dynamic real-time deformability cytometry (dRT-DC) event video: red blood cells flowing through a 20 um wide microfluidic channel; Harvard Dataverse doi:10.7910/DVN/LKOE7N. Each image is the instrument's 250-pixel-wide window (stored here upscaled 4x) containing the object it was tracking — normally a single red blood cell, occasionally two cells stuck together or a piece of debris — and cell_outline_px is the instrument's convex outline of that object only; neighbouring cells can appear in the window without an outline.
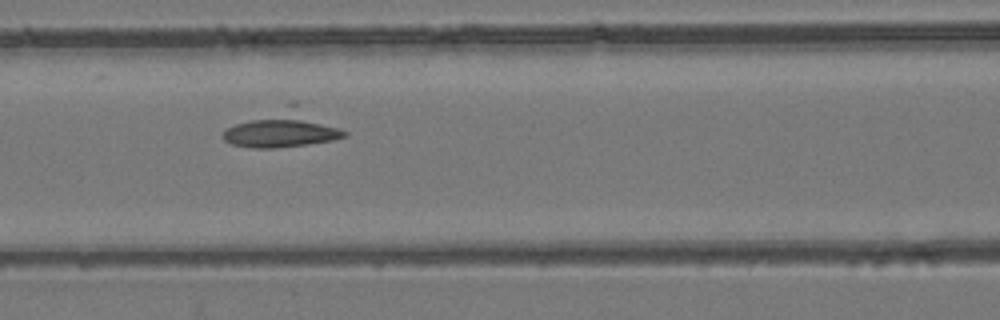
{"species": "common noctule bat (a hibernating species)", "species_latin": "Nyctalus noctula", "temperature_condition": "room temperature", "stored_images_in_passage": 10, "segment_of_instrument_passage": [1, 2], "camera_frame_rate_fps": 3000, "um_per_image_px": 0.085, "animal": {"sex": "female", "body_mass_g": 24.6, "forearm_length_mm": 56.2}, "frame": {"image": 1, "passage_image": 5, "time_ms": 4.333, "image_size_px": [1000, 320], "cell_outline_px": [[348, 136], [332, 140], [308, 144], [276, 148], [252, 148], [232, 144], [224, 140], [220, 136], [228, 128], [236, 124], [292, 100], [296, 100], [348, 132]], "centroid_in_image_um": [24.11, 10.91], "position_along_channel_um": 142.5, "area_um2": 26.59}}
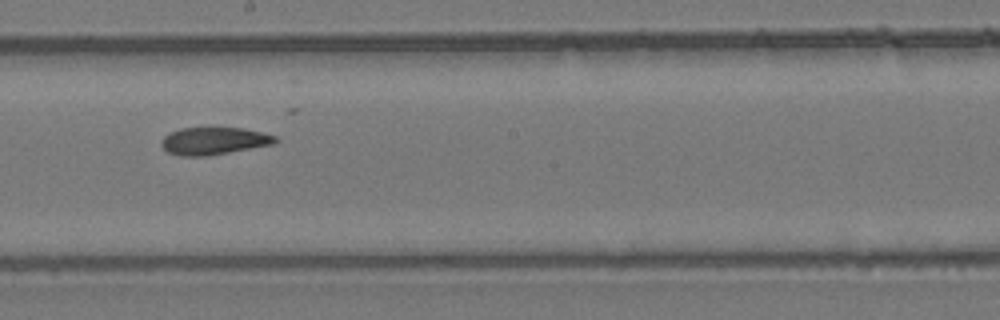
{"frame": {"image": 2, "passage_image": 7, "time_ms": 6.667, "image_size_px": [1000, 320], "cell_outline_px": [[280, 140], [276, 144], [208, 156], [180, 156], [168, 152], [160, 144], [160, 140], [164, 136], [180, 128], [212, 124], [244, 128], [276, 136]], "centroid_in_image_um": [18.2, 11.93], "position_along_channel_um": 230.0, "area_um2": 19.25}}
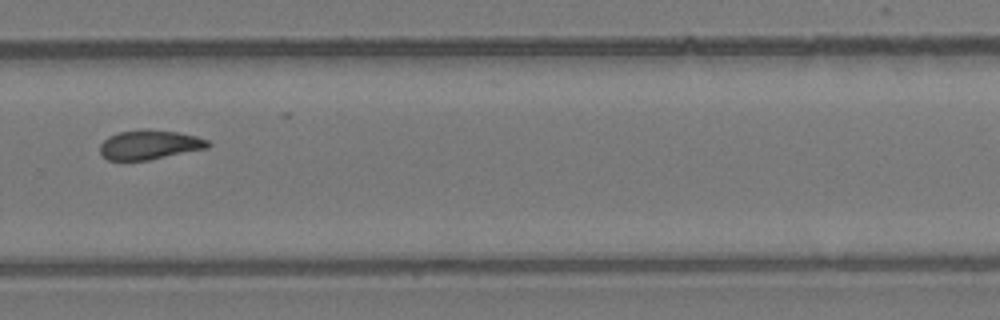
{"frame": {"image": 3, "passage_image": 9, "time_ms": 9.0, "image_size_px": [1000, 320], "cell_outline_px": [[212, 144], [208, 148], [148, 160], [108, 160], [100, 152], [100, 144], [108, 136], [120, 132], [144, 128], [148, 128], [176, 132], [196, 136], [208, 140]], "centroid_in_image_um": [12.72, 12.29], "position_along_channel_um": 317.1, "area_um2": 18.55}}